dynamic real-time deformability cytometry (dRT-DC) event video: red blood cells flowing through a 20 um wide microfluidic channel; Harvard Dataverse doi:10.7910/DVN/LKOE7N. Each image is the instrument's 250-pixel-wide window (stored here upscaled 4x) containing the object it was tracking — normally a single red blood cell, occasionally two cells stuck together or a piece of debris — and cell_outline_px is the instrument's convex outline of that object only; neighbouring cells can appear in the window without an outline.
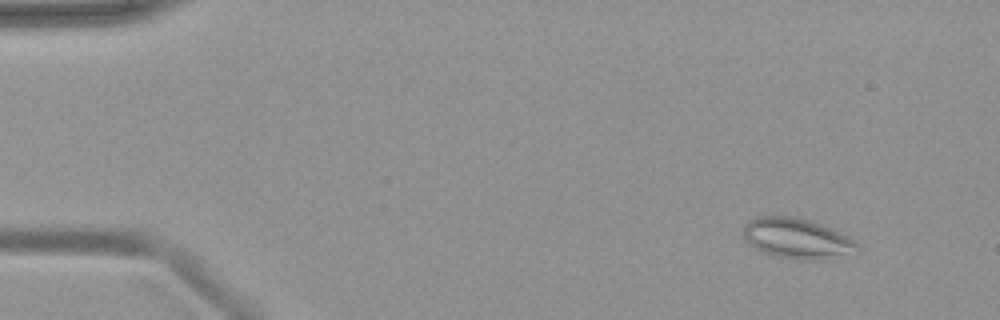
{"species": "common noctule bat (a hibernating species)", "species_latin": "Nyctalus noctula", "temperature_condition": "warm", "stored_images_in_passage": 51, "camera_frame_rate_fps": 3000, "um_per_image_px": 0.085, "animal": {"sex": "female", "body_mass_g": 19.9}, "frame": {"image": 1, "passage_image": 5, "time_ms": 1.333, "image_size_px": [1000, 320], "cell_outline_px": [[860, 252], [828, 260], [796, 260], [772, 256], [756, 248], [744, 240], [744, 224], [748, 220], [756, 216], [792, 216], [808, 220], [820, 224], [848, 236], [860, 244]], "centroid_in_image_um": [67.79, 20.3], "position_along_channel_um": 17.2, "area_um2": 27.34}}
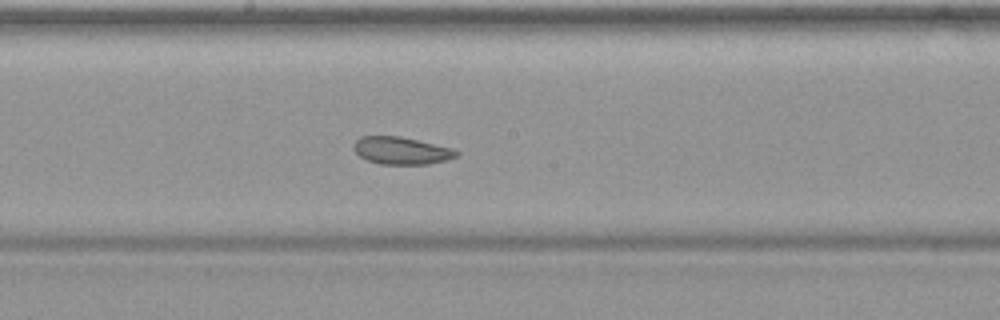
{"frame": {"image": 2, "passage_image": 28, "time_ms": 9.0, "image_size_px": [1000, 320], "cell_outline_px": [[460, 152], [456, 156], [448, 160], [428, 164], [380, 164], [368, 160], [360, 156], [352, 148], [352, 144], [360, 136], [400, 136], [452, 148]], "centroid_in_image_um": [34.1, 12.8], "position_along_channel_um": 214.1, "area_um2": 16.42}}
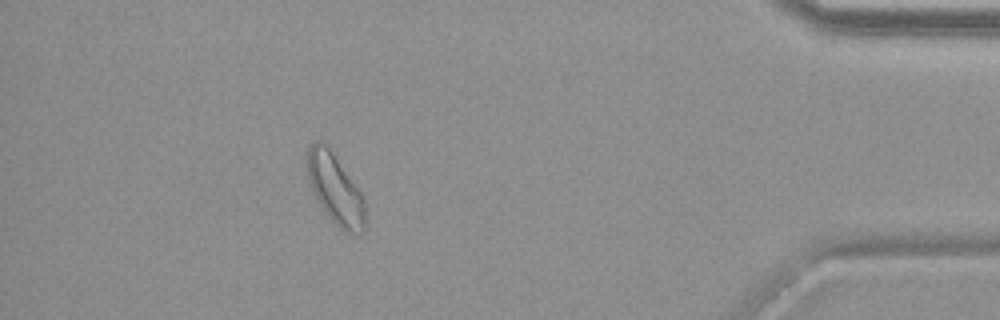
{"frame": {"image": 3, "passage_image": 46, "time_ms": 15.0, "image_size_px": [1000, 320], "cell_outline_px": [[364, 228], [360, 232], [344, 232], [324, 212], [316, 200], [308, 184], [304, 160], [308, 148], [316, 140], [320, 140], [332, 152], [364, 196]], "centroid_in_image_um": [28.42, 16.03], "position_along_channel_um": 406.8, "area_um2": 23.81}}